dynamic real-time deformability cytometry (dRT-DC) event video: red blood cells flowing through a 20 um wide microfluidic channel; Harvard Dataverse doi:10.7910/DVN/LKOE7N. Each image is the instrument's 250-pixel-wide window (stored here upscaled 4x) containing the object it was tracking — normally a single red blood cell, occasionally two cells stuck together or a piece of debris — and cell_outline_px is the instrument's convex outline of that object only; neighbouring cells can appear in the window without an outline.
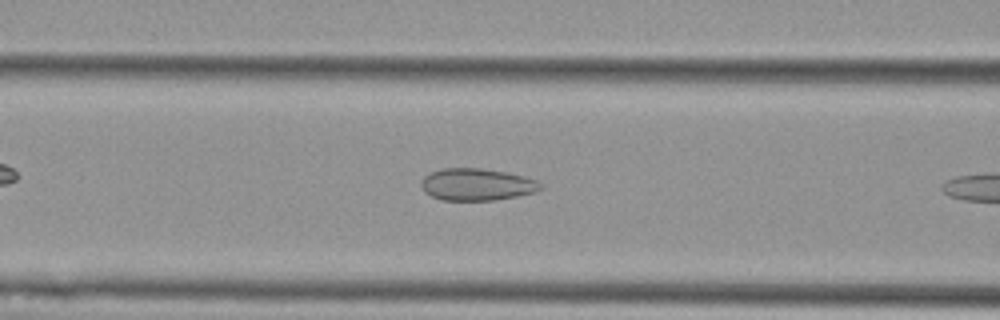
{"species": "Egyptian fruit bat (a non-hibernating species)", "species_latin": "Rousettus aegyptiacus", "temperature_condition": "cold", "stored_images_in_passage": 9, "camera_frame_rate_fps": 3000, "um_per_image_px": 0.085, "animal": {"sex": "female"}, "frame": {"image": 1, "passage_image": 8, "time_ms": 2.333, "image_size_px": [1000, 320], "cell_outline_px": [[544, 188], [536, 192], [496, 200], [440, 200], [424, 192], [420, 184], [420, 180], [424, 176], [432, 172], [444, 168], [480, 168], [504, 172], [536, 180]], "centroid_in_image_um": [40.49, 15.69], "position_along_channel_um": 126.1, "area_um2": 22.2}}